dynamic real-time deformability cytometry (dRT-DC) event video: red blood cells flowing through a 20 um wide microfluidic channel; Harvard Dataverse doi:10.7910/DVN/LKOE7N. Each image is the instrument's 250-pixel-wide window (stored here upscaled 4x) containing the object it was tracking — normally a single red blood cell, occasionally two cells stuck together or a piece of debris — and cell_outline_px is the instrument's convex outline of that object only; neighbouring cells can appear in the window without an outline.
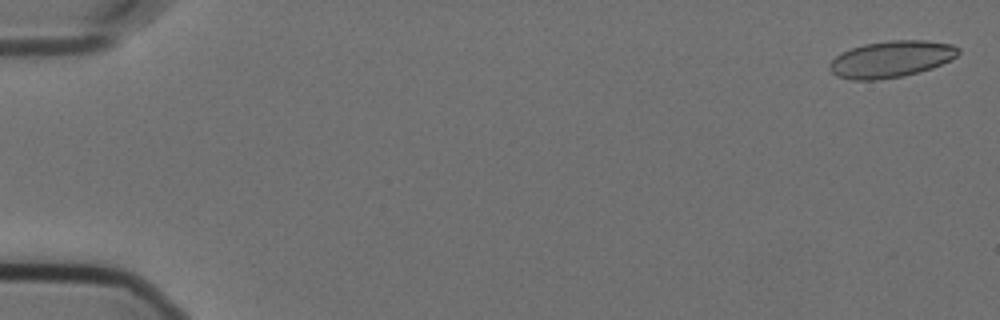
{"species": "Egyptian fruit bat (a non-hibernating species)", "species_latin": "Rousettus aegyptiacus", "temperature_condition": "cold", "stored_images_in_passage": 19, "camera_frame_rate_fps": 3000, "um_per_image_px": 0.085, "animal": {"sex": "female"}, "frame": {"image": 1, "passage_image": 2, "time_ms": 0.333, "image_size_px": [1000, 320], "cell_outline_px": [[960, 52], [956, 56], [932, 68], [904, 76], [876, 80], [852, 80], [836, 76], [828, 68], [828, 64], [836, 56], [852, 48], [864, 44], [888, 40], [924, 40], [952, 44], [960, 48]], "centroid_in_image_um": [75.74, 5.03], "position_along_channel_um": 9.3, "area_um2": 27.4}}
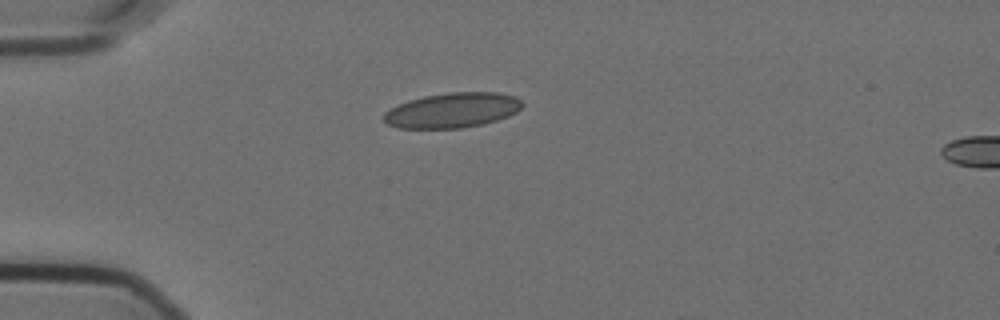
{"frame": {"image": 2, "passage_image": 16, "time_ms": 5.0, "image_size_px": [1000, 320], "cell_outline_px": [[524, 104], [516, 112], [508, 116], [496, 120], [480, 124], [460, 128], [396, 128], [388, 124], [384, 120], [384, 112], [408, 100], [424, 96], [448, 92], [496, 92], [516, 96]], "centroid_in_image_um": [38.46, 9.36], "position_along_channel_um": 46.5, "area_um2": 28.09}}